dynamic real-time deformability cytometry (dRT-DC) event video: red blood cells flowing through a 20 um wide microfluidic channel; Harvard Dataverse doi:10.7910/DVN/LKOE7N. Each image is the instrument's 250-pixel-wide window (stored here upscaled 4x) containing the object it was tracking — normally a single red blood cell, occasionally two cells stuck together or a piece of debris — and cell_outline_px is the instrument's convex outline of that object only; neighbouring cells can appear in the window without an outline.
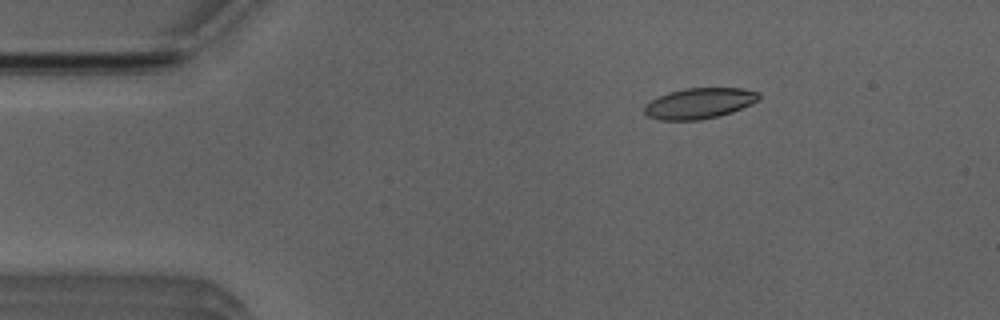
{"species": "Egyptian fruit bat (a non-hibernating species)", "species_latin": "Rousettus aegyptiacus", "temperature_condition": "room temperature", "stored_images_in_passage": 14, "camera_frame_rate_fps": 3000, "um_per_image_px": 0.085, "animal": {"sex": "male"}, "frame": {"image": 1, "passage_image": 8, "time_ms": 2.333, "image_size_px": [1000, 320], "cell_outline_px": [[760, 100], [752, 104], [732, 112], [700, 120], [660, 120], [648, 116], [644, 112], [644, 104], [668, 92], [684, 88], [744, 88], [760, 92]], "centroid_in_image_um": [59.47, 8.77], "position_along_channel_um": 25.5, "area_um2": 20.58}}